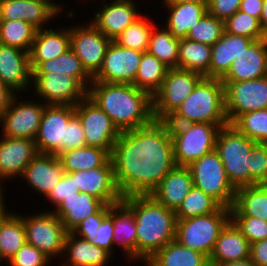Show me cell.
Segmentation results:
<instances>
[{
	"instance_id": "4dcf8cb0",
	"label": "cell",
	"mask_w": 267,
	"mask_h": 266,
	"mask_svg": "<svg viewBox=\"0 0 267 266\" xmlns=\"http://www.w3.org/2000/svg\"><path fill=\"white\" fill-rule=\"evenodd\" d=\"M0 198V251L8 261L26 243V230L21 215L8 212Z\"/></svg>"
},
{
	"instance_id": "cb8c5ba5",
	"label": "cell",
	"mask_w": 267,
	"mask_h": 266,
	"mask_svg": "<svg viewBox=\"0 0 267 266\" xmlns=\"http://www.w3.org/2000/svg\"><path fill=\"white\" fill-rule=\"evenodd\" d=\"M58 156L38 153L21 176L32 189L47 197L64 175Z\"/></svg>"
},
{
	"instance_id": "5b68a950",
	"label": "cell",
	"mask_w": 267,
	"mask_h": 266,
	"mask_svg": "<svg viewBox=\"0 0 267 266\" xmlns=\"http://www.w3.org/2000/svg\"><path fill=\"white\" fill-rule=\"evenodd\" d=\"M257 143L243 135L235 126L220 128L215 150L220 156L231 185L235 188L251 186L249 156Z\"/></svg>"
},
{
	"instance_id": "c3c4849f",
	"label": "cell",
	"mask_w": 267,
	"mask_h": 266,
	"mask_svg": "<svg viewBox=\"0 0 267 266\" xmlns=\"http://www.w3.org/2000/svg\"><path fill=\"white\" fill-rule=\"evenodd\" d=\"M251 186L267 184V144L257 143L249 156Z\"/></svg>"
},
{
	"instance_id": "5bb4252c",
	"label": "cell",
	"mask_w": 267,
	"mask_h": 266,
	"mask_svg": "<svg viewBox=\"0 0 267 266\" xmlns=\"http://www.w3.org/2000/svg\"><path fill=\"white\" fill-rule=\"evenodd\" d=\"M75 116V106L46 105L35 137L41 154L59 156L64 152L66 125Z\"/></svg>"
},
{
	"instance_id": "f907efd6",
	"label": "cell",
	"mask_w": 267,
	"mask_h": 266,
	"mask_svg": "<svg viewBox=\"0 0 267 266\" xmlns=\"http://www.w3.org/2000/svg\"><path fill=\"white\" fill-rule=\"evenodd\" d=\"M107 216L108 205H103L94 215L85 218L71 232L90 242L96 238L95 232Z\"/></svg>"
},
{
	"instance_id": "e7e4bbea",
	"label": "cell",
	"mask_w": 267,
	"mask_h": 266,
	"mask_svg": "<svg viewBox=\"0 0 267 266\" xmlns=\"http://www.w3.org/2000/svg\"><path fill=\"white\" fill-rule=\"evenodd\" d=\"M206 266H217V265H214L212 263H208Z\"/></svg>"
},
{
	"instance_id": "f5cc1de1",
	"label": "cell",
	"mask_w": 267,
	"mask_h": 266,
	"mask_svg": "<svg viewBox=\"0 0 267 266\" xmlns=\"http://www.w3.org/2000/svg\"><path fill=\"white\" fill-rule=\"evenodd\" d=\"M87 146L80 119L75 115L66 125L64 152Z\"/></svg>"
},
{
	"instance_id": "db71d44e",
	"label": "cell",
	"mask_w": 267,
	"mask_h": 266,
	"mask_svg": "<svg viewBox=\"0 0 267 266\" xmlns=\"http://www.w3.org/2000/svg\"><path fill=\"white\" fill-rule=\"evenodd\" d=\"M241 0H208V13L225 22L239 10Z\"/></svg>"
},
{
	"instance_id": "b9f144b4",
	"label": "cell",
	"mask_w": 267,
	"mask_h": 266,
	"mask_svg": "<svg viewBox=\"0 0 267 266\" xmlns=\"http://www.w3.org/2000/svg\"><path fill=\"white\" fill-rule=\"evenodd\" d=\"M220 207L214 198L193 186L174 212L176 219H186L216 212Z\"/></svg>"
},
{
	"instance_id": "e0dca14e",
	"label": "cell",
	"mask_w": 267,
	"mask_h": 266,
	"mask_svg": "<svg viewBox=\"0 0 267 266\" xmlns=\"http://www.w3.org/2000/svg\"><path fill=\"white\" fill-rule=\"evenodd\" d=\"M143 52L118 45L114 40L109 44L99 72L93 81L133 84Z\"/></svg>"
},
{
	"instance_id": "1f68e13d",
	"label": "cell",
	"mask_w": 267,
	"mask_h": 266,
	"mask_svg": "<svg viewBox=\"0 0 267 266\" xmlns=\"http://www.w3.org/2000/svg\"><path fill=\"white\" fill-rule=\"evenodd\" d=\"M64 252H68L66 255L68 261L66 260L63 266H106L111 258L107 251L72 232L66 235Z\"/></svg>"
},
{
	"instance_id": "d4e9b609",
	"label": "cell",
	"mask_w": 267,
	"mask_h": 266,
	"mask_svg": "<svg viewBox=\"0 0 267 266\" xmlns=\"http://www.w3.org/2000/svg\"><path fill=\"white\" fill-rule=\"evenodd\" d=\"M113 220V245L119 244L128 259L137 260V227L134 212L121 200L108 205Z\"/></svg>"
},
{
	"instance_id": "f35d334b",
	"label": "cell",
	"mask_w": 267,
	"mask_h": 266,
	"mask_svg": "<svg viewBox=\"0 0 267 266\" xmlns=\"http://www.w3.org/2000/svg\"><path fill=\"white\" fill-rule=\"evenodd\" d=\"M168 70L169 67L156 56L148 51L143 52L133 85L153 96L161 87Z\"/></svg>"
},
{
	"instance_id": "9c48e42d",
	"label": "cell",
	"mask_w": 267,
	"mask_h": 266,
	"mask_svg": "<svg viewBox=\"0 0 267 266\" xmlns=\"http://www.w3.org/2000/svg\"><path fill=\"white\" fill-rule=\"evenodd\" d=\"M202 78L201 74L190 70L169 68L161 87L152 96L154 120L166 121Z\"/></svg>"
},
{
	"instance_id": "603a6c76",
	"label": "cell",
	"mask_w": 267,
	"mask_h": 266,
	"mask_svg": "<svg viewBox=\"0 0 267 266\" xmlns=\"http://www.w3.org/2000/svg\"><path fill=\"white\" fill-rule=\"evenodd\" d=\"M31 78L29 53L0 43V80L18 94L32 85Z\"/></svg>"
},
{
	"instance_id": "ee69618b",
	"label": "cell",
	"mask_w": 267,
	"mask_h": 266,
	"mask_svg": "<svg viewBox=\"0 0 267 266\" xmlns=\"http://www.w3.org/2000/svg\"><path fill=\"white\" fill-rule=\"evenodd\" d=\"M232 125L256 143L267 144V109L242 114Z\"/></svg>"
},
{
	"instance_id": "9a60e30c",
	"label": "cell",
	"mask_w": 267,
	"mask_h": 266,
	"mask_svg": "<svg viewBox=\"0 0 267 266\" xmlns=\"http://www.w3.org/2000/svg\"><path fill=\"white\" fill-rule=\"evenodd\" d=\"M88 24L70 28V48L81 60L86 72L93 78L99 72L112 40L92 23Z\"/></svg>"
},
{
	"instance_id": "ffe728a7",
	"label": "cell",
	"mask_w": 267,
	"mask_h": 266,
	"mask_svg": "<svg viewBox=\"0 0 267 266\" xmlns=\"http://www.w3.org/2000/svg\"><path fill=\"white\" fill-rule=\"evenodd\" d=\"M75 176L76 187L98 198L104 205H112L122 200L114 179L111 158L101 167L70 173Z\"/></svg>"
},
{
	"instance_id": "e575fe53",
	"label": "cell",
	"mask_w": 267,
	"mask_h": 266,
	"mask_svg": "<svg viewBox=\"0 0 267 266\" xmlns=\"http://www.w3.org/2000/svg\"><path fill=\"white\" fill-rule=\"evenodd\" d=\"M145 263L147 266H206L209 258L174 240L156 251Z\"/></svg>"
},
{
	"instance_id": "7a4b0ae2",
	"label": "cell",
	"mask_w": 267,
	"mask_h": 266,
	"mask_svg": "<svg viewBox=\"0 0 267 266\" xmlns=\"http://www.w3.org/2000/svg\"><path fill=\"white\" fill-rule=\"evenodd\" d=\"M87 96L120 132L142 128L154 121L152 96L133 84L92 81Z\"/></svg>"
},
{
	"instance_id": "f546056e",
	"label": "cell",
	"mask_w": 267,
	"mask_h": 266,
	"mask_svg": "<svg viewBox=\"0 0 267 266\" xmlns=\"http://www.w3.org/2000/svg\"><path fill=\"white\" fill-rule=\"evenodd\" d=\"M104 204L96 197L85 192H76L75 195L64 199L52 210L65 229L71 232L85 218L94 215Z\"/></svg>"
},
{
	"instance_id": "836d02e7",
	"label": "cell",
	"mask_w": 267,
	"mask_h": 266,
	"mask_svg": "<svg viewBox=\"0 0 267 266\" xmlns=\"http://www.w3.org/2000/svg\"><path fill=\"white\" fill-rule=\"evenodd\" d=\"M230 216H250L267 221V184L236 189Z\"/></svg>"
},
{
	"instance_id": "816d5d0a",
	"label": "cell",
	"mask_w": 267,
	"mask_h": 266,
	"mask_svg": "<svg viewBox=\"0 0 267 266\" xmlns=\"http://www.w3.org/2000/svg\"><path fill=\"white\" fill-rule=\"evenodd\" d=\"M79 191V187H76L75 176L70 173H64L62 179L52 189L49 195L46 197L57 208L64 199H67Z\"/></svg>"
},
{
	"instance_id": "4fadbf2b",
	"label": "cell",
	"mask_w": 267,
	"mask_h": 266,
	"mask_svg": "<svg viewBox=\"0 0 267 266\" xmlns=\"http://www.w3.org/2000/svg\"><path fill=\"white\" fill-rule=\"evenodd\" d=\"M31 82L46 105L76 106L88 92L74 76L65 73H32Z\"/></svg>"
},
{
	"instance_id": "44dd1931",
	"label": "cell",
	"mask_w": 267,
	"mask_h": 266,
	"mask_svg": "<svg viewBox=\"0 0 267 266\" xmlns=\"http://www.w3.org/2000/svg\"><path fill=\"white\" fill-rule=\"evenodd\" d=\"M133 1L113 0L107 4L103 0L105 6L95 14L92 24L113 41L126 27L141 17Z\"/></svg>"
},
{
	"instance_id": "30bf717a",
	"label": "cell",
	"mask_w": 267,
	"mask_h": 266,
	"mask_svg": "<svg viewBox=\"0 0 267 266\" xmlns=\"http://www.w3.org/2000/svg\"><path fill=\"white\" fill-rule=\"evenodd\" d=\"M26 230V242L51 258L64 255L68 231L53 211L45 210L34 216H21Z\"/></svg>"
},
{
	"instance_id": "3957f363",
	"label": "cell",
	"mask_w": 267,
	"mask_h": 266,
	"mask_svg": "<svg viewBox=\"0 0 267 266\" xmlns=\"http://www.w3.org/2000/svg\"><path fill=\"white\" fill-rule=\"evenodd\" d=\"M122 201L134 212L137 227V260H148L175 240L176 214L151 195H132Z\"/></svg>"
},
{
	"instance_id": "ab89813d",
	"label": "cell",
	"mask_w": 267,
	"mask_h": 266,
	"mask_svg": "<svg viewBox=\"0 0 267 266\" xmlns=\"http://www.w3.org/2000/svg\"><path fill=\"white\" fill-rule=\"evenodd\" d=\"M37 29L22 20H0V43L30 52Z\"/></svg>"
},
{
	"instance_id": "f1b7e54d",
	"label": "cell",
	"mask_w": 267,
	"mask_h": 266,
	"mask_svg": "<svg viewBox=\"0 0 267 266\" xmlns=\"http://www.w3.org/2000/svg\"><path fill=\"white\" fill-rule=\"evenodd\" d=\"M250 257V243L230 220L221 230L209 263L214 265L242 260Z\"/></svg>"
},
{
	"instance_id": "681fc988",
	"label": "cell",
	"mask_w": 267,
	"mask_h": 266,
	"mask_svg": "<svg viewBox=\"0 0 267 266\" xmlns=\"http://www.w3.org/2000/svg\"><path fill=\"white\" fill-rule=\"evenodd\" d=\"M50 260L43 252L26 242L7 263L10 266H48Z\"/></svg>"
},
{
	"instance_id": "6f0895ef",
	"label": "cell",
	"mask_w": 267,
	"mask_h": 266,
	"mask_svg": "<svg viewBox=\"0 0 267 266\" xmlns=\"http://www.w3.org/2000/svg\"><path fill=\"white\" fill-rule=\"evenodd\" d=\"M264 0H241L239 10L260 20Z\"/></svg>"
},
{
	"instance_id": "d6a6232c",
	"label": "cell",
	"mask_w": 267,
	"mask_h": 266,
	"mask_svg": "<svg viewBox=\"0 0 267 266\" xmlns=\"http://www.w3.org/2000/svg\"><path fill=\"white\" fill-rule=\"evenodd\" d=\"M167 8L166 28L179 39L186 38L188 31L198 24L208 12L207 3H163Z\"/></svg>"
},
{
	"instance_id": "2e32d148",
	"label": "cell",
	"mask_w": 267,
	"mask_h": 266,
	"mask_svg": "<svg viewBox=\"0 0 267 266\" xmlns=\"http://www.w3.org/2000/svg\"><path fill=\"white\" fill-rule=\"evenodd\" d=\"M14 96L4 114L0 117L2 135L10 138L35 139L46 104L36 101H20Z\"/></svg>"
},
{
	"instance_id": "6da1fadb",
	"label": "cell",
	"mask_w": 267,
	"mask_h": 266,
	"mask_svg": "<svg viewBox=\"0 0 267 266\" xmlns=\"http://www.w3.org/2000/svg\"><path fill=\"white\" fill-rule=\"evenodd\" d=\"M110 158L122 198L150 195L175 166L173 142L165 121L120 133Z\"/></svg>"
},
{
	"instance_id": "be15d7a7",
	"label": "cell",
	"mask_w": 267,
	"mask_h": 266,
	"mask_svg": "<svg viewBox=\"0 0 267 266\" xmlns=\"http://www.w3.org/2000/svg\"><path fill=\"white\" fill-rule=\"evenodd\" d=\"M2 260L4 261L2 255H1V251H0V262H1Z\"/></svg>"
},
{
	"instance_id": "91938a15",
	"label": "cell",
	"mask_w": 267,
	"mask_h": 266,
	"mask_svg": "<svg viewBox=\"0 0 267 266\" xmlns=\"http://www.w3.org/2000/svg\"><path fill=\"white\" fill-rule=\"evenodd\" d=\"M217 266H256V265L254 264L252 259L249 257V258H245V259L237 260L233 262L220 263V264H217Z\"/></svg>"
},
{
	"instance_id": "7bdbcfd3",
	"label": "cell",
	"mask_w": 267,
	"mask_h": 266,
	"mask_svg": "<svg viewBox=\"0 0 267 266\" xmlns=\"http://www.w3.org/2000/svg\"><path fill=\"white\" fill-rule=\"evenodd\" d=\"M148 20V21H147ZM153 23L142 15L134 23L126 27L114 41L123 47L146 52L149 47Z\"/></svg>"
},
{
	"instance_id": "d590c367",
	"label": "cell",
	"mask_w": 267,
	"mask_h": 266,
	"mask_svg": "<svg viewBox=\"0 0 267 266\" xmlns=\"http://www.w3.org/2000/svg\"><path fill=\"white\" fill-rule=\"evenodd\" d=\"M58 158L65 173L94 169L103 166L110 154L102 148L83 146L61 153Z\"/></svg>"
},
{
	"instance_id": "bcb514c9",
	"label": "cell",
	"mask_w": 267,
	"mask_h": 266,
	"mask_svg": "<svg viewBox=\"0 0 267 266\" xmlns=\"http://www.w3.org/2000/svg\"><path fill=\"white\" fill-rule=\"evenodd\" d=\"M224 31V22L207 12L198 24L188 31L186 39L212 46L221 38Z\"/></svg>"
},
{
	"instance_id": "ac0fdd59",
	"label": "cell",
	"mask_w": 267,
	"mask_h": 266,
	"mask_svg": "<svg viewBox=\"0 0 267 266\" xmlns=\"http://www.w3.org/2000/svg\"><path fill=\"white\" fill-rule=\"evenodd\" d=\"M61 10L60 4L50 0H0V20H22L37 30L45 28Z\"/></svg>"
},
{
	"instance_id": "94428289",
	"label": "cell",
	"mask_w": 267,
	"mask_h": 266,
	"mask_svg": "<svg viewBox=\"0 0 267 266\" xmlns=\"http://www.w3.org/2000/svg\"><path fill=\"white\" fill-rule=\"evenodd\" d=\"M259 23L261 25V28L267 34V0H264Z\"/></svg>"
},
{
	"instance_id": "d6986e66",
	"label": "cell",
	"mask_w": 267,
	"mask_h": 266,
	"mask_svg": "<svg viewBox=\"0 0 267 266\" xmlns=\"http://www.w3.org/2000/svg\"><path fill=\"white\" fill-rule=\"evenodd\" d=\"M36 142L28 138H10L2 136L0 139V179L20 177L25 167L38 154ZM3 188L0 182V198H3Z\"/></svg>"
},
{
	"instance_id": "7dc6e473",
	"label": "cell",
	"mask_w": 267,
	"mask_h": 266,
	"mask_svg": "<svg viewBox=\"0 0 267 266\" xmlns=\"http://www.w3.org/2000/svg\"><path fill=\"white\" fill-rule=\"evenodd\" d=\"M250 244L267 239V221L250 216H230Z\"/></svg>"
},
{
	"instance_id": "9f6ffc18",
	"label": "cell",
	"mask_w": 267,
	"mask_h": 266,
	"mask_svg": "<svg viewBox=\"0 0 267 266\" xmlns=\"http://www.w3.org/2000/svg\"><path fill=\"white\" fill-rule=\"evenodd\" d=\"M250 258L256 266H267V239L250 244Z\"/></svg>"
},
{
	"instance_id": "ba28073f",
	"label": "cell",
	"mask_w": 267,
	"mask_h": 266,
	"mask_svg": "<svg viewBox=\"0 0 267 266\" xmlns=\"http://www.w3.org/2000/svg\"><path fill=\"white\" fill-rule=\"evenodd\" d=\"M188 168L195 187L210 195L221 206H233L236 189L231 185L215 149L191 163Z\"/></svg>"
},
{
	"instance_id": "484cf974",
	"label": "cell",
	"mask_w": 267,
	"mask_h": 266,
	"mask_svg": "<svg viewBox=\"0 0 267 266\" xmlns=\"http://www.w3.org/2000/svg\"><path fill=\"white\" fill-rule=\"evenodd\" d=\"M193 178L188 167L175 166L150 194L166 208L176 210L193 187Z\"/></svg>"
},
{
	"instance_id": "60d3db41",
	"label": "cell",
	"mask_w": 267,
	"mask_h": 266,
	"mask_svg": "<svg viewBox=\"0 0 267 266\" xmlns=\"http://www.w3.org/2000/svg\"><path fill=\"white\" fill-rule=\"evenodd\" d=\"M156 30L153 26L147 51L169 68H177L180 39L174 37L166 27Z\"/></svg>"
},
{
	"instance_id": "74e56055",
	"label": "cell",
	"mask_w": 267,
	"mask_h": 266,
	"mask_svg": "<svg viewBox=\"0 0 267 266\" xmlns=\"http://www.w3.org/2000/svg\"><path fill=\"white\" fill-rule=\"evenodd\" d=\"M49 72L65 73L74 76L87 90L93 81V78L83 68L81 60L71 48L55 59L40 62L32 70V73Z\"/></svg>"
},
{
	"instance_id": "277c9868",
	"label": "cell",
	"mask_w": 267,
	"mask_h": 266,
	"mask_svg": "<svg viewBox=\"0 0 267 266\" xmlns=\"http://www.w3.org/2000/svg\"><path fill=\"white\" fill-rule=\"evenodd\" d=\"M167 124H228L225 113L224 84L220 79L203 77L193 92L165 121Z\"/></svg>"
},
{
	"instance_id": "52a82bcc",
	"label": "cell",
	"mask_w": 267,
	"mask_h": 266,
	"mask_svg": "<svg viewBox=\"0 0 267 266\" xmlns=\"http://www.w3.org/2000/svg\"><path fill=\"white\" fill-rule=\"evenodd\" d=\"M176 166L188 167L213 151L220 126L210 123L168 124Z\"/></svg>"
},
{
	"instance_id": "8992f818",
	"label": "cell",
	"mask_w": 267,
	"mask_h": 266,
	"mask_svg": "<svg viewBox=\"0 0 267 266\" xmlns=\"http://www.w3.org/2000/svg\"><path fill=\"white\" fill-rule=\"evenodd\" d=\"M229 221L230 208L224 206L210 214L177 219L175 240L209 258L221 230Z\"/></svg>"
},
{
	"instance_id": "4316f807",
	"label": "cell",
	"mask_w": 267,
	"mask_h": 266,
	"mask_svg": "<svg viewBox=\"0 0 267 266\" xmlns=\"http://www.w3.org/2000/svg\"><path fill=\"white\" fill-rule=\"evenodd\" d=\"M254 41L246 36L224 31L221 38L211 46L209 78L221 79L228 72L235 58Z\"/></svg>"
},
{
	"instance_id": "8fae6325",
	"label": "cell",
	"mask_w": 267,
	"mask_h": 266,
	"mask_svg": "<svg viewBox=\"0 0 267 266\" xmlns=\"http://www.w3.org/2000/svg\"><path fill=\"white\" fill-rule=\"evenodd\" d=\"M223 84L225 113L229 124L242 114L267 109V76Z\"/></svg>"
},
{
	"instance_id": "680465c9",
	"label": "cell",
	"mask_w": 267,
	"mask_h": 266,
	"mask_svg": "<svg viewBox=\"0 0 267 266\" xmlns=\"http://www.w3.org/2000/svg\"><path fill=\"white\" fill-rule=\"evenodd\" d=\"M16 93L0 80V117L10 106Z\"/></svg>"
},
{
	"instance_id": "6125c7cd",
	"label": "cell",
	"mask_w": 267,
	"mask_h": 266,
	"mask_svg": "<svg viewBox=\"0 0 267 266\" xmlns=\"http://www.w3.org/2000/svg\"><path fill=\"white\" fill-rule=\"evenodd\" d=\"M163 3H208V0H163Z\"/></svg>"
},
{
	"instance_id": "11a10c76",
	"label": "cell",
	"mask_w": 267,
	"mask_h": 266,
	"mask_svg": "<svg viewBox=\"0 0 267 266\" xmlns=\"http://www.w3.org/2000/svg\"><path fill=\"white\" fill-rule=\"evenodd\" d=\"M95 239H92L90 242L93 245L98 246L99 248L104 249L110 255H112L113 251V220L107 216L98 227L97 231L95 232Z\"/></svg>"
},
{
	"instance_id": "7c38bea8",
	"label": "cell",
	"mask_w": 267,
	"mask_h": 266,
	"mask_svg": "<svg viewBox=\"0 0 267 266\" xmlns=\"http://www.w3.org/2000/svg\"><path fill=\"white\" fill-rule=\"evenodd\" d=\"M75 115L81 121L87 146L105 149L111 155L121 133L111 118L88 96L75 106Z\"/></svg>"
},
{
	"instance_id": "83f0119b",
	"label": "cell",
	"mask_w": 267,
	"mask_h": 266,
	"mask_svg": "<svg viewBox=\"0 0 267 266\" xmlns=\"http://www.w3.org/2000/svg\"><path fill=\"white\" fill-rule=\"evenodd\" d=\"M69 49L70 28L59 30L42 28L37 30L29 52L31 71L40 62L55 59Z\"/></svg>"
},
{
	"instance_id": "8d00e7d4",
	"label": "cell",
	"mask_w": 267,
	"mask_h": 266,
	"mask_svg": "<svg viewBox=\"0 0 267 266\" xmlns=\"http://www.w3.org/2000/svg\"><path fill=\"white\" fill-rule=\"evenodd\" d=\"M211 45L181 38L179 42L177 68L190 70L209 78Z\"/></svg>"
},
{
	"instance_id": "7402d4cb",
	"label": "cell",
	"mask_w": 267,
	"mask_h": 266,
	"mask_svg": "<svg viewBox=\"0 0 267 266\" xmlns=\"http://www.w3.org/2000/svg\"><path fill=\"white\" fill-rule=\"evenodd\" d=\"M267 76V38L255 40L232 62L222 82L254 80Z\"/></svg>"
},
{
	"instance_id": "f6af8a7d",
	"label": "cell",
	"mask_w": 267,
	"mask_h": 266,
	"mask_svg": "<svg viewBox=\"0 0 267 266\" xmlns=\"http://www.w3.org/2000/svg\"><path fill=\"white\" fill-rule=\"evenodd\" d=\"M225 32L246 36L253 40L267 38V34L261 28L259 20L249 14L238 10L224 22Z\"/></svg>"
}]
</instances>
